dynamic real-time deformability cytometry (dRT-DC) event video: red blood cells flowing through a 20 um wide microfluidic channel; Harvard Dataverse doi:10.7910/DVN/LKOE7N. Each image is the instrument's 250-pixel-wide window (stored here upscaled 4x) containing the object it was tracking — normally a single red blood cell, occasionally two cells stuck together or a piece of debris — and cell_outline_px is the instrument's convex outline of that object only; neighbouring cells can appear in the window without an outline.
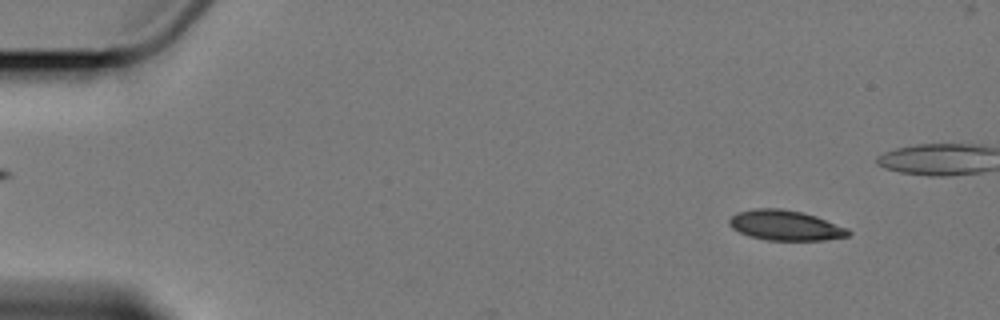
{"species": "Egyptian fruit bat (a non-hibernating species)", "species_latin": "Rousettus aegyptiacus", "temperature_condition": "cold", "stored_images_in_passage": 16, "camera_frame_rate_fps": 3000, "um_per_image_px": 0.085, "animal": {"sex": "female"}, "frame": {"image": 1, "passage_image": 2, "time_ms": 1.0, "image_size_px": [1000, 320], "cell_outline_px": [[852, 232], [848, 236], [824, 240], [768, 240], [748, 236], [732, 228], [728, 224], [728, 220], [736, 212], [756, 208], [780, 208], [800, 212], [816, 216], [848, 228]], "centroid_in_image_um": [66.74, 19.15], "position_along_channel_um": 18.3, "area_um2": 20.92}}
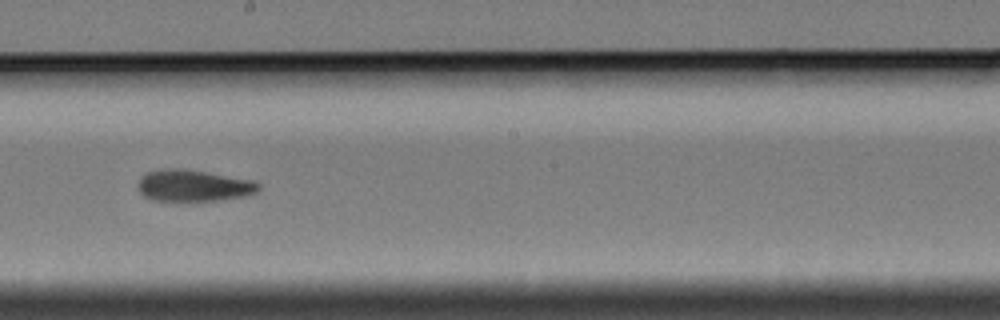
{"frame": {"image": 2, "passage_image": 9, "time_ms": 10.333, "image_size_px": [1000, 320], "cell_outline_px": [[260, 188], [252, 196], [220, 200], [152, 200], [144, 196], [140, 192], [140, 176], [144, 172], [164, 168], [180, 168], [256, 180], [260, 184]], "centroid_in_image_um": [16.51, 15.77], "position_along_channel_um": 231.7, "area_um2": 22.37}}
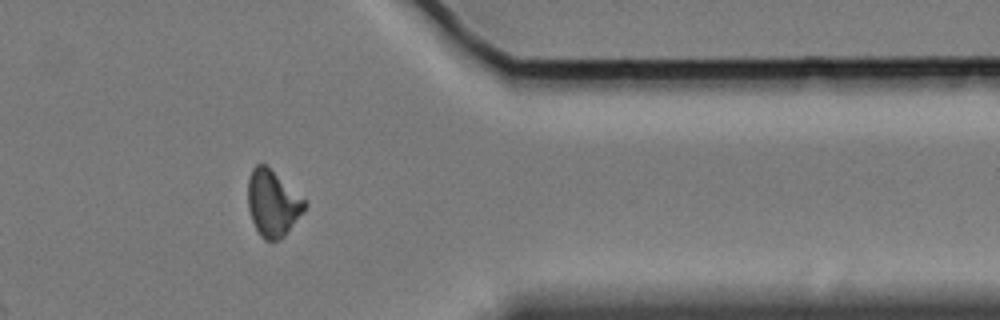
{"frame": {"image": 3, "passage_image": 13, "time_ms": 15.333, "image_size_px": [1000, 320], "cell_outline_px": [[308, 204], [304, 212], [284, 236], [280, 240], [264, 240], [260, 236], [252, 220], [248, 208], [248, 180], [252, 168], [256, 164], [264, 164], [304, 200]], "centroid_in_image_um": [23.16, 17.32], "position_along_channel_um": 388.2, "area_um2": 21.5}, "authors_computed_cell_mechanics": {"area_um2": 21.8773, "velocity_mm_per_s": 3.3906, "shape_relaxation_time_tau1_ms": 10.7624, "shape_relaxation_time_tau2_ms": 3.199, "deformation_change_tau1": 0.1391, "deformation_change_tau2": 0.0964}}